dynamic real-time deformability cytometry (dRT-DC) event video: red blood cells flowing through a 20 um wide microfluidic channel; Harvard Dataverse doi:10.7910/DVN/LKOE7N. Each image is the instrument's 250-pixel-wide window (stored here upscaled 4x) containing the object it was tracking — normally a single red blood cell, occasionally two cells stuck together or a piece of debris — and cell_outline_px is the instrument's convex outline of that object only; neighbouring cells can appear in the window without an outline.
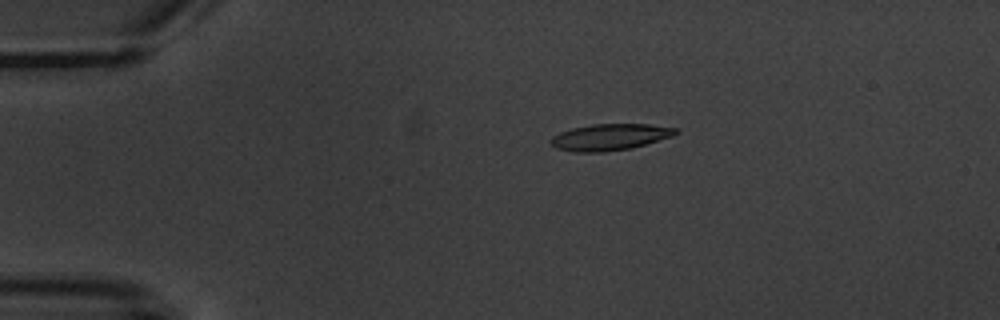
{"species": "common noctule bat (a hibernating species)", "species_latin": "Nyctalus noctula", "temperature_condition": "warm", "stored_images_in_passage": 4, "camera_frame_rate_fps": 3000, "um_per_image_px": 0.085, "animal": {"sex": "male", "body_mass_g": 20.1, "forearm_length_mm": 53.5}, "frame": {"image": 1, "passage_image": 3, "time_ms": 2.0, "image_size_px": [1000, 320], "cell_outline_px": [[680, 132], [672, 136], [632, 148], [604, 152], [572, 152], [556, 148], [552, 144], [552, 136], [560, 132], [572, 128], [592, 124], [648, 124], [676, 128]], "centroid_in_image_um": [51.84, 11.65], "position_along_channel_um": 33.2, "area_um2": 19.19}}